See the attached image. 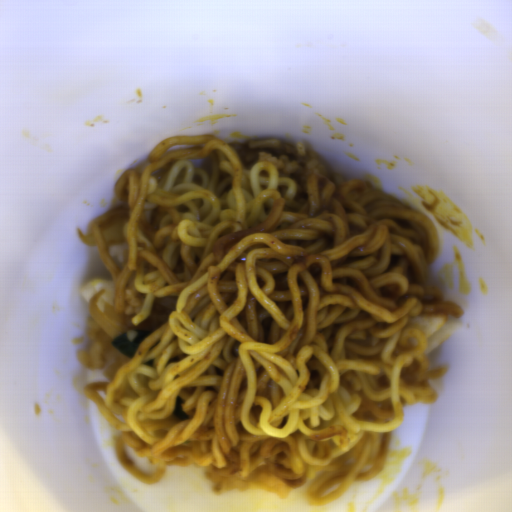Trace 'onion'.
Here are the masks:
<instances>
[{"instance_id": "1", "label": "onion", "mask_w": 512, "mask_h": 512, "mask_svg": "<svg viewBox=\"0 0 512 512\" xmlns=\"http://www.w3.org/2000/svg\"><path fill=\"white\" fill-rule=\"evenodd\" d=\"M105 289L98 290L88 303V310L93 319L102 327L110 337H120L128 331L123 316L119 315L116 308L110 303H104V309L97 305L98 297Z\"/></svg>"}, {"instance_id": "2", "label": "onion", "mask_w": 512, "mask_h": 512, "mask_svg": "<svg viewBox=\"0 0 512 512\" xmlns=\"http://www.w3.org/2000/svg\"><path fill=\"white\" fill-rule=\"evenodd\" d=\"M87 231L84 233L80 227H76V235L79 241L88 246H96L95 236L90 221L87 223Z\"/></svg>"}]
</instances>
